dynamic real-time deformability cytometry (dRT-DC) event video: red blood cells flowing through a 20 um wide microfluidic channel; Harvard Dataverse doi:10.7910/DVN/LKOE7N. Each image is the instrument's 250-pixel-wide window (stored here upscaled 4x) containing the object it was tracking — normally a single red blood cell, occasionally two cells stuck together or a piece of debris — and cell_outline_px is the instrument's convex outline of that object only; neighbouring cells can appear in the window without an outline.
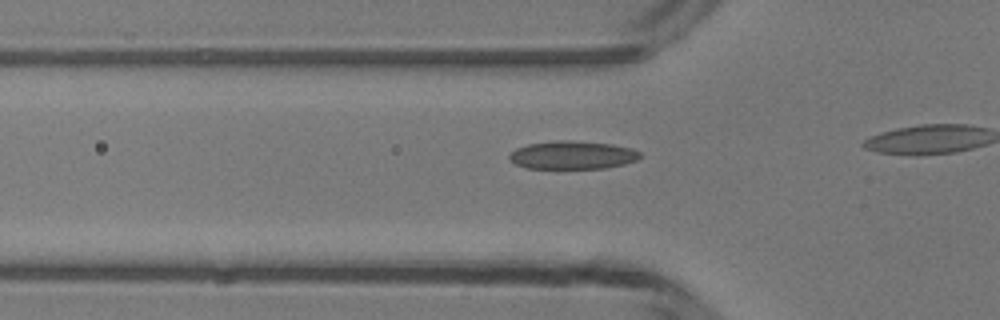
{"species": "common noctule bat (a hibernating species)", "species_latin": "Nyctalus noctula", "temperature_condition": "room temperature", "stored_images_in_passage": 13, "camera_frame_rate_fps": 3000, "um_per_image_px": 0.085, "animal": {"sex": "male", "body_mass_g": 13.3}, "frame": {"image": 1, "passage_image": 8, "time_ms": 2.333, "image_size_px": [1000, 320], "cell_outline_px": [[640, 156], [636, 160], [624, 164], [604, 168], [524, 168], [516, 164], [508, 156], [516, 148], [528, 144], [560, 140], [568, 140], [612, 144], [632, 148], [640, 152]], "centroid_in_image_um": [48.66, 13.18], "position_along_channel_um": 77.1, "area_um2": 21.27}}
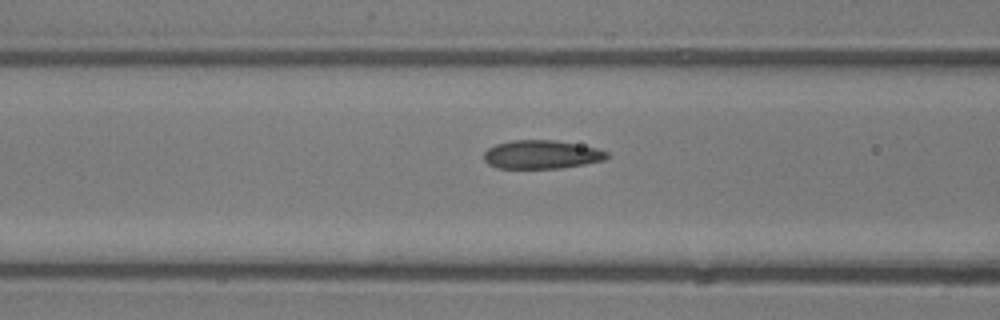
{"frame": {"image": 2, "passage_image": 11, "time_ms": 3.333, "image_size_px": [1000, 320], "cell_outline_px": [[608, 156], [604, 160], [584, 164], [560, 168], [496, 168], [488, 164], [484, 160], [484, 152], [488, 148], [496, 144], [512, 140], [556, 140], [596, 148], [608, 152]], "centroid_in_image_um": [46.0, 13.13], "position_along_channel_um": 120.6, "area_um2": 20.4}}